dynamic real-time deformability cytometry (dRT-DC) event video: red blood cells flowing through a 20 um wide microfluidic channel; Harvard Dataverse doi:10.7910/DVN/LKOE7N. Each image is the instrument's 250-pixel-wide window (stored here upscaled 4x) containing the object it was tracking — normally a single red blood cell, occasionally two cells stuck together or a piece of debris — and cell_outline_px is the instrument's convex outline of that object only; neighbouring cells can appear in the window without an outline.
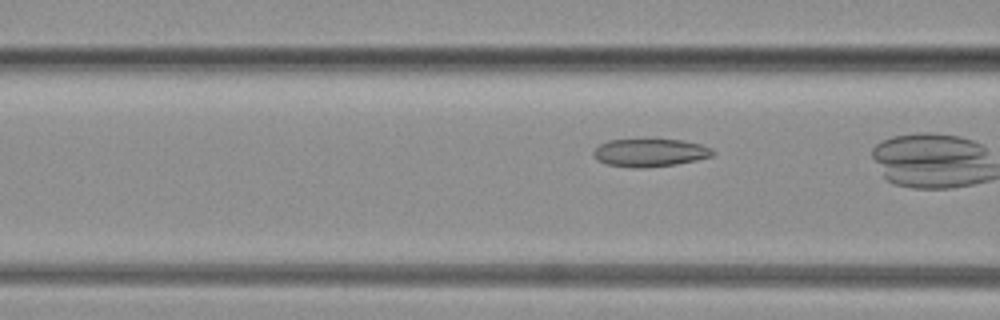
{"species": "common noctule bat (a hibernating species)", "species_latin": "Nyctalus noctula", "temperature_condition": "warm", "stored_images_in_passage": 45, "camera_frame_rate_fps": 3000, "um_per_image_px": 0.085, "animal": {"sex": "female", "body_mass_g": 19.3, "forearm_length_mm": 54.1}, "frame": {"image": 1, "passage_image": 26, "time_ms": 8.333, "image_size_px": [1000, 320], "cell_outline_px": [[716, 152], [712, 156], [696, 160], [676, 164], [644, 168], [632, 168], [608, 164], [596, 160], [592, 152], [600, 144], [608, 140], [680, 140], [700, 144], [712, 148]], "centroid_in_image_um": [55.25, 12.99], "position_along_channel_um": 111.4, "area_um2": 19.31}}